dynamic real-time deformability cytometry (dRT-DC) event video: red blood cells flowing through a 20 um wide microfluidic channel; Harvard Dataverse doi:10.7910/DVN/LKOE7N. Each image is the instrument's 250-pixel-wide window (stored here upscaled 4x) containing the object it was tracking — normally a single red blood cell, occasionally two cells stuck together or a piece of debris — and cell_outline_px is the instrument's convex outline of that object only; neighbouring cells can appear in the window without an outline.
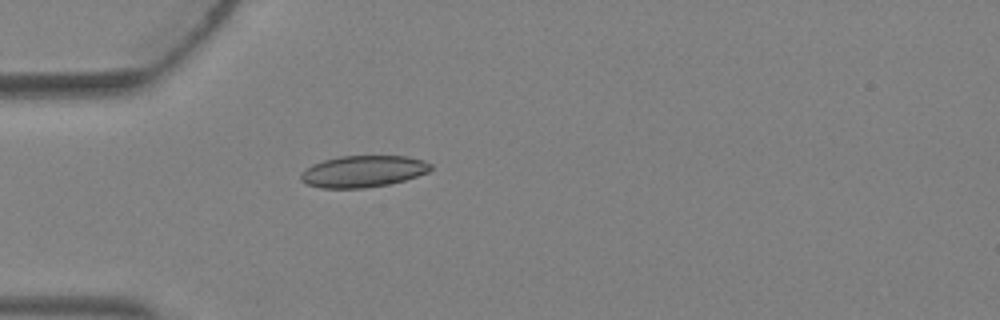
{"species": "Egyptian fruit bat (a non-hibernating species)", "species_latin": "Rousettus aegyptiacus", "temperature_condition": "warm", "stored_images_in_passage": 4, "camera_frame_rate_fps": 3000, "um_per_image_px": 0.085, "animal": {"sex": "female"}, "frame": {"image": 1, "passage_image": 4, "time_ms": 1.0, "image_size_px": [1000, 320], "cell_outline_px": [[432, 168], [428, 172], [404, 180], [388, 184], [364, 188], [320, 188], [308, 184], [300, 180], [300, 176], [312, 164], [324, 160], [340, 156], [404, 156], [424, 160], [432, 164]], "centroid_in_image_um": [30.88, 14.56], "position_along_channel_um": 54.1, "area_um2": 23.76}}